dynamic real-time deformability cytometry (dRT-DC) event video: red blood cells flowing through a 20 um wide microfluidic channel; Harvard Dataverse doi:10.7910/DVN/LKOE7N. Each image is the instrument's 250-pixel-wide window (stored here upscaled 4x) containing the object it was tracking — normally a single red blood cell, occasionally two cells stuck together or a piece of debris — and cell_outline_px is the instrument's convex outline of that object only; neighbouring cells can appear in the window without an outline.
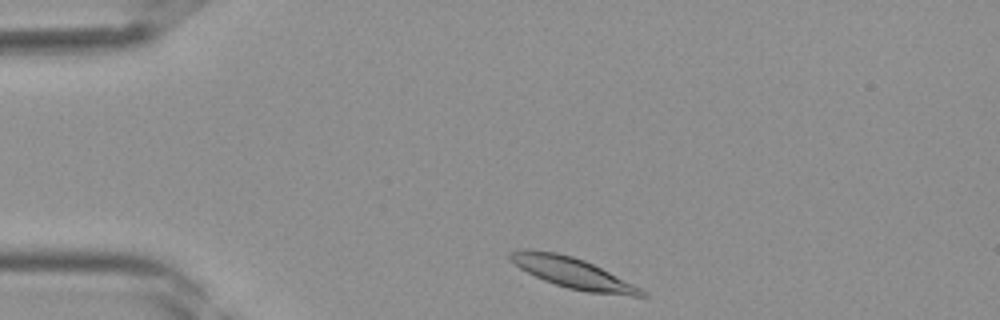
{"species": "Egyptian fruit bat (a non-hibernating species)", "species_latin": "Rousettus aegyptiacus", "temperature_condition": "room temperature", "stored_images_in_passage": 29, "camera_frame_rate_fps": 3000, "um_per_image_px": 0.085, "frame": {"image": 1, "passage_image": 1, "time_ms": 0.0, "image_size_px": [1000, 320], "cell_outline_px": [[648, 296], [632, 296], [588, 292], [568, 288], [544, 280], [520, 268], [508, 256], [508, 252], [524, 248], [556, 252], [572, 256], [584, 260], [648, 292]], "centroid_in_image_um": [48.65, 23.19], "position_along_channel_um": 36.3, "area_um2": 23.0}}
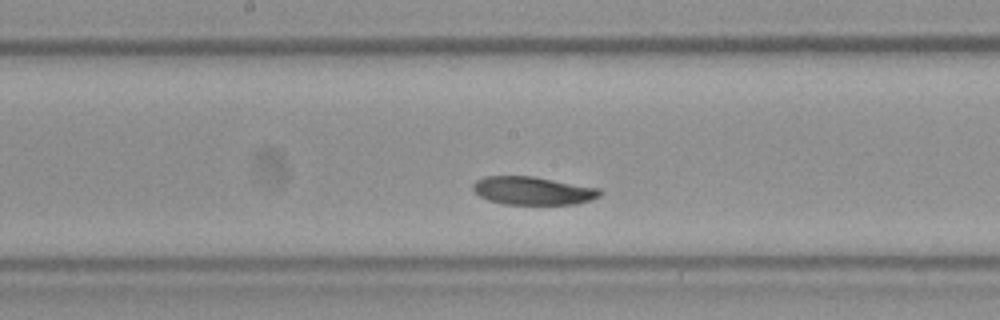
{"frame": {"image": 2, "passage_image": 14, "time_ms": 4.333, "image_size_px": [1000, 320], "cell_outline_px": [[600, 196], [576, 204], [504, 204], [488, 200], [480, 196], [472, 188], [472, 184], [476, 180], [484, 176], [532, 176], [600, 188]], "centroid_in_image_um": [45.26, 16.2], "position_along_channel_um": 202.9, "area_um2": 20.69}}
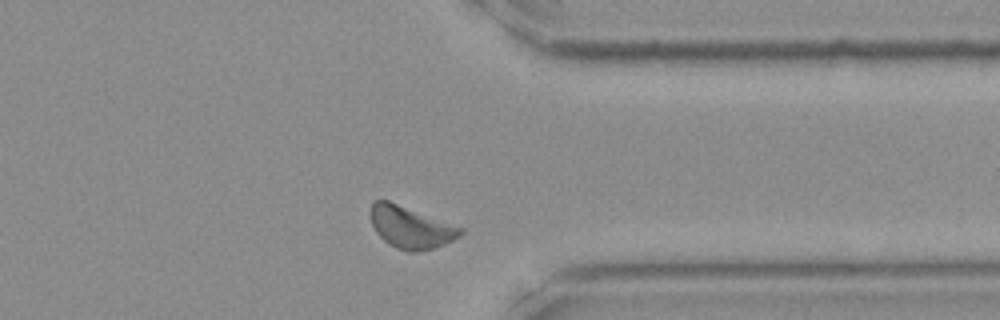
{"frame": {"image": 3, "passage_image": 25, "time_ms": 8.0, "image_size_px": [1000, 320], "cell_outline_px": [[464, 232], [452, 240], [432, 248], [420, 252], [408, 252], [396, 248], [388, 244], [376, 232], [372, 224], [368, 212], [368, 208], [372, 200], [388, 200], [464, 228]], "centroid_in_image_um": [34.85, 19.3], "position_along_channel_um": 376.6, "area_um2": 22.14}}